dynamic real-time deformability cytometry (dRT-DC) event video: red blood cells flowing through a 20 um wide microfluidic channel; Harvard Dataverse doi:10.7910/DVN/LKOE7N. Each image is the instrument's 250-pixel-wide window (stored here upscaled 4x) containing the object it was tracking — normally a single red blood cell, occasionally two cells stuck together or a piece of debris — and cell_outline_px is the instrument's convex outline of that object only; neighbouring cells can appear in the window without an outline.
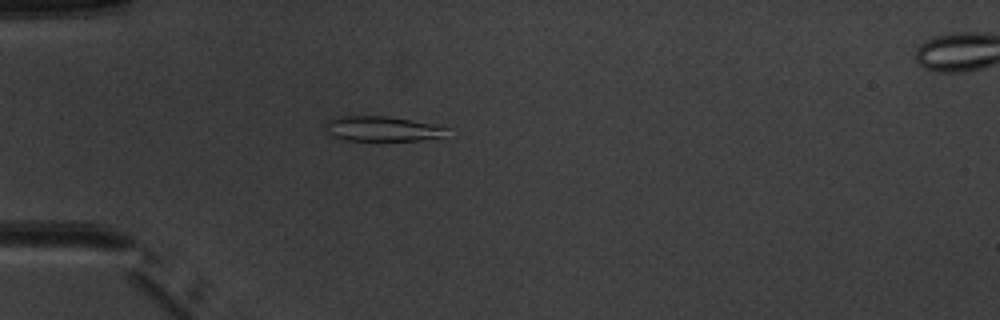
{"species": "common noctule bat (a hibernating species)", "species_latin": "Nyctalus noctula", "temperature_condition": "warm", "stored_images_in_passage": 6, "camera_frame_rate_fps": 3000, "um_per_image_px": 0.085, "animal": {"sex": "male", "body_mass_g": 20.1, "forearm_length_mm": 53.5}, "frame": {"image": 1, "passage_image": 5, "time_ms": 4.667, "image_size_px": [1000, 320], "cell_outline_px": [[448, 128], [444, 136], [420, 140], [344, 140], [332, 136], [324, 128], [324, 124], [328, 120], [340, 116], [388, 116], [432, 124]], "centroid_in_image_um": [32.43, 10.94], "position_along_channel_um": 52.6, "area_um2": 17.51}}